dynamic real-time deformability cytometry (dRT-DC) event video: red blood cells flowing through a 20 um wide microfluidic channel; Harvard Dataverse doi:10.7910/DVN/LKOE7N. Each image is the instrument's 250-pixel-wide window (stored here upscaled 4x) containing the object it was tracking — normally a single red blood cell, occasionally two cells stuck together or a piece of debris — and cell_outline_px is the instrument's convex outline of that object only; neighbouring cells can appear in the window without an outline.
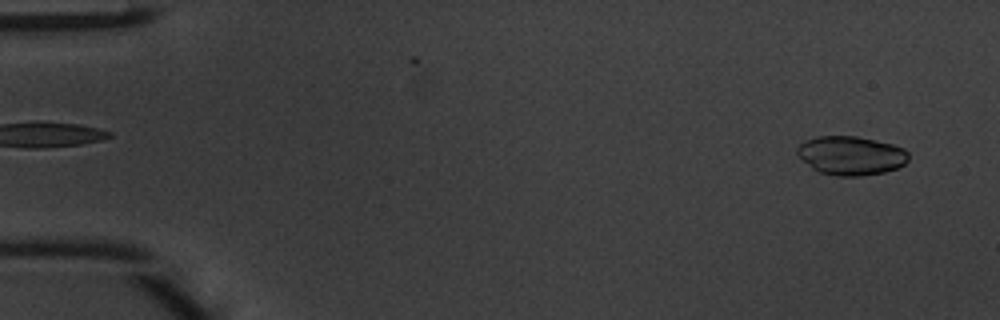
{"species": "common noctule bat (a hibernating species)", "species_latin": "Nyctalus noctula", "temperature_condition": "warm", "stored_images_in_passage": 47, "camera_frame_rate_fps": 3000, "um_per_image_px": 0.085, "animal": {"sex": "male", "body_mass_g": 20.1, "forearm_length_mm": 53.5}, "frame": {"image": 1, "passage_image": 2, "time_ms": 0.333, "image_size_px": [1000, 320], "cell_outline_px": [[908, 160], [904, 164], [896, 168], [884, 172], [860, 176], [840, 176], [820, 172], [812, 168], [796, 152], [796, 148], [804, 140], [816, 136], [856, 136], [892, 144], [904, 148], [908, 152]], "centroid_in_image_um": [72.33, 13.21], "position_along_channel_um": 12.7, "area_um2": 25.09}}
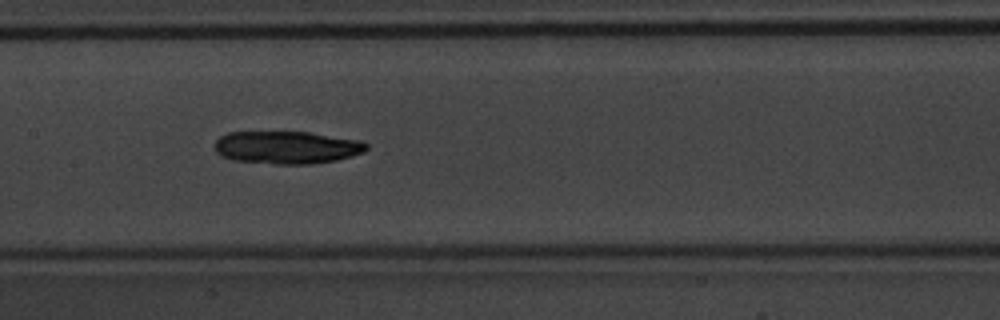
{"frame": {"image": 2, "passage_image": 23, "time_ms": 7.333, "image_size_px": [1000, 320], "cell_outline_px": [[368, 148], [364, 152], [352, 156], [336, 160], [312, 164], [276, 164], [232, 160], [220, 156], [216, 152], [216, 140], [220, 136], [228, 132], [308, 132], [356, 140], [368, 144]], "centroid_in_image_um": [24.35, 12.54], "position_along_channel_um": 183.0, "area_um2": 28.84}}
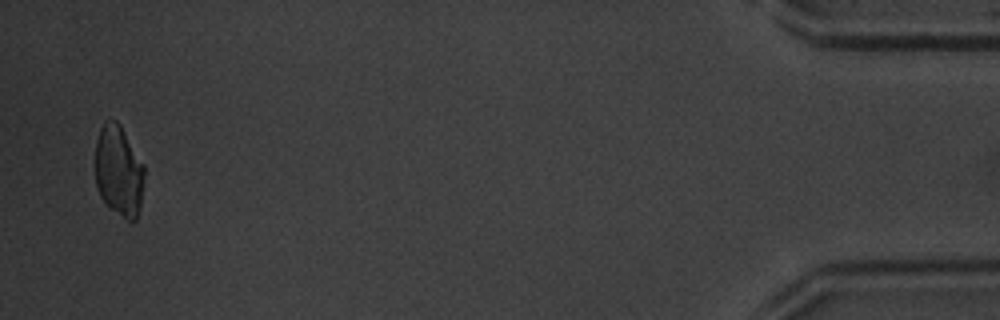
{"frame": {"image": 3, "passage_image": 46, "time_ms": 15.0, "image_size_px": [1000, 320], "cell_outline_px": [[144, 176], [140, 208], [136, 220], [132, 224], [112, 208], [100, 196], [96, 184], [96, 140], [100, 128], [104, 120], [108, 116], [116, 120], [120, 124], [144, 164]], "centroid_in_image_um": [10.1, 14.48], "position_along_channel_um": 425.1, "area_um2": 26.18}, "authors_computed_cell_mechanics": {"area_um2": 27.9752, "velocity_mm_per_s": 4.2213, "shape_relaxation_time_tau1_ms": 9.811, "shape_relaxation_time_tau2_ms": null, "deformation_change_tau1": 0.2224, "deformation_change_tau2": null}}